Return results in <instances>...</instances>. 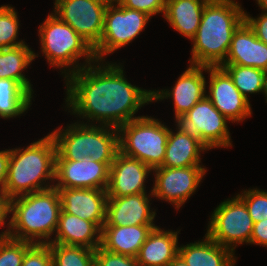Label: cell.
Returning <instances> with one entry per match:
<instances>
[{
	"label": "cell",
	"mask_w": 267,
	"mask_h": 266,
	"mask_svg": "<svg viewBox=\"0 0 267 266\" xmlns=\"http://www.w3.org/2000/svg\"><path fill=\"white\" fill-rule=\"evenodd\" d=\"M103 63L95 61L66 77L65 104L68 112L85 118L88 124L95 121L118 129L141 117L134 114L152 102V90L129 83L120 63Z\"/></svg>",
	"instance_id": "obj_1"
},
{
	"label": "cell",
	"mask_w": 267,
	"mask_h": 266,
	"mask_svg": "<svg viewBox=\"0 0 267 266\" xmlns=\"http://www.w3.org/2000/svg\"><path fill=\"white\" fill-rule=\"evenodd\" d=\"M244 12L235 0H209L191 40L190 65L221 66L227 58L233 34L244 22Z\"/></svg>",
	"instance_id": "obj_2"
},
{
	"label": "cell",
	"mask_w": 267,
	"mask_h": 266,
	"mask_svg": "<svg viewBox=\"0 0 267 266\" xmlns=\"http://www.w3.org/2000/svg\"><path fill=\"white\" fill-rule=\"evenodd\" d=\"M60 212L61 200L55 187L11 198L8 236L33 244L51 243Z\"/></svg>",
	"instance_id": "obj_3"
},
{
	"label": "cell",
	"mask_w": 267,
	"mask_h": 266,
	"mask_svg": "<svg viewBox=\"0 0 267 266\" xmlns=\"http://www.w3.org/2000/svg\"><path fill=\"white\" fill-rule=\"evenodd\" d=\"M55 156L56 144L50 133L24 149H10L4 191L14 198L54 187L49 183L55 182Z\"/></svg>",
	"instance_id": "obj_4"
},
{
	"label": "cell",
	"mask_w": 267,
	"mask_h": 266,
	"mask_svg": "<svg viewBox=\"0 0 267 266\" xmlns=\"http://www.w3.org/2000/svg\"><path fill=\"white\" fill-rule=\"evenodd\" d=\"M77 121L52 131L56 144L55 160H82L113 162L119 152L118 129Z\"/></svg>",
	"instance_id": "obj_5"
},
{
	"label": "cell",
	"mask_w": 267,
	"mask_h": 266,
	"mask_svg": "<svg viewBox=\"0 0 267 266\" xmlns=\"http://www.w3.org/2000/svg\"><path fill=\"white\" fill-rule=\"evenodd\" d=\"M38 31L42 53L50 66H56L58 69L60 67L61 70H64L62 71L64 80L68 75L97 61L94 49L70 25L54 13L48 15L39 26ZM82 57L85 62L79 64Z\"/></svg>",
	"instance_id": "obj_6"
},
{
	"label": "cell",
	"mask_w": 267,
	"mask_h": 266,
	"mask_svg": "<svg viewBox=\"0 0 267 266\" xmlns=\"http://www.w3.org/2000/svg\"><path fill=\"white\" fill-rule=\"evenodd\" d=\"M119 152L136 158L152 169L165 158L169 127L151 116H141L118 128Z\"/></svg>",
	"instance_id": "obj_7"
},
{
	"label": "cell",
	"mask_w": 267,
	"mask_h": 266,
	"mask_svg": "<svg viewBox=\"0 0 267 266\" xmlns=\"http://www.w3.org/2000/svg\"><path fill=\"white\" fill-rule=\"evenodd\" d=\"M227 120L205 96L187 113L178 115L175 123L176 128L199 140L209 151L232 146Z\"/></svg>",
	"instance_id": "obj_8"
},
{
	"label": "cell",
	"mask_w": 267,
	"mask_h": 266,
	"mask_svg": "<svg viewBox=\"0 0 267 266\" xmlns=\"http://www.w3.org/2000/svg\"><path fill=\"white\" fill-rule=\"evenodd\" d=\"M208 224L206 234L233 252L244 242L250 244L254 223L245 203L237 195L221 202Z\"/></svg>",
	"instance_id": "obj_9"
},
{
	"label": "cell",
	"mask_w": 267,
	"mask_h": 266,
	"mask_svg": "<svg viewBox=\"0 0 267 266\" xmlns=\"http://www.w3.org/2000/svg\"><path fill=\"white\" fill-rule=\"evenodd\" d=\"M151 16L148 14L121 6L119 3L107 5L104 17V27L99 45L94 49L97 61L106 55L113 54L117 49L132 42L145 29Z\"/></svg>",
	"instance_id": "obj_10"
},
{
	"label": "cell",
	"mask_w": 267,
	"mask_h": 266,
	"mask_svg": "<svg viewBox=\"0 0 267 266\" xmlns=\"http://www.w3.org/2000/svg\"><path fill=\"white\" fill-rule=\"evenodd\" d=\"M107 5L98 0H55L54 14L70 25L93 49L101 40Z\"/></svg>",
	"instance_id": "obj_11"
},
{
	"label": "cell",
	"mask_w": 267,
	"mask_h": 266,
	"mask_svg": "<svg viewBox=\"0 0 267 266\" xmlns=\"http://www.w3.org/2000/svg\"><path fill=\"white\" fill-rule=\"evenodd\" d=\"M206 171L202 164L182 168H154L155 183L150 196L168 201L178 210L197 190Z\"/></svg>",
	"instance_id": "obj_12"
},
{
	"label": "cell",
	"mask_w": 267,
	"mask_h": 266,
	"mask_svg": "<svg viewBox=\"0 0 267 266\" xmlns=\"http://www.w3.org/2000/svg\"><path fill=\"white\" fill-rule=\"evenodd\" d=\"M209 73L207 98L228 121L241 122L251 116L250 100H247L234 85L232 78L222 67H206Z\"/></svg>",
	"instance_id": "obj_13"
},
{
	"label": "cell",
	"mask_w": 267,
	"mask_h": 266,
	"mask_svg": "<svg viewBox=\"0 0 267 266\" xmlns=\"http://www.w3.org/2000/svg\"><path fill=\"white\" fill-rule=\"evenodd\" d=\"M113 162L55 160V188H84L107 190L109 168Z\"/></svg>",
	"instance_id": "obj_14"
},
{
	"label": "cell",
	"mask_w": 267,
	"mask_h": 266,
	"mask_svg": "<svg viewBox=\"0 0 267 266\" xmlns=\"http://www.w3.org/2000/svg\"><path fill=\"white\" fill-rule=\"evenodd\" d=\"M151 171L142 161L118 152L109 168L108 197L147 193L145 182Z\"/></svg>",
	"instance_id": "obj_15"
},
{
	"label": "cell",
	"mask_w": 267,
	"mask_h": 266,
	"mask_svg": "<svg viewBox=\"0 0 267 266\" xmlns=\"http://www.w3.org/2000/svg\"><path fill=\"white\" fill-rule=\"evenodd\" d=\"M171 89L152 90V102L173 98L175 118L187 113L197 102L206 96V79L203 71L206 66L189 65Z\"/></svg>",
	"instance_id": "obj_16"
},
{
	"label": "cell",
	"mask_w": 267,
	"mask_h": 266,
	"mask_svg": "<svg viewBox=\"0 0 267 266\" xmlns=\"http://www.w3.org/2000/svg\"><path fill=\"white\" fill-rule=\"evenodd\" d=\"M61 209L87 221L94 222L101 230L106 220L108 195L102 189L57 188Z\"/></svg>",
	"instance_id": "obj_17"
},
{
	"label": "cell",
	"mask_w": 267,
	"mask_h": 266,
	"mask_svg": "<svg viewBox=\"0 0 267 266\" xmlns=\"http://www.w3.org/2000/svg\"><path fill=\"white\" fill-rule=\"evenodd\" d=\"M150 199L147 193L108 197L103 226L155 225L156 211L151 210Z\"/></svg>",
	"instance_id": "obj_18"
},
{
	"label": "cell",
	"mask_w": 267,
	"mask_h": 266,
	"mask_svg": "<svg viewBox=\"0 0 267 266\" xmlns=\"http://www.w3.org/2000/svg\"><path fill=\"white\" fill-rule=\"evenodd\" d=\"M223 64H236L267 70V44L259 40L244 21L233 34Z\"/></svg>",
	"instance_id": "obj_19"
},
{
	"label": "cell",
	"mask_w": 267,
	"mask_h": 266,
	"mask_svg": "<svg viewBox=\"0 0 267 266\" xmlns=\"http://www.w3.org/2000/svg\"><path fill=\"white\" fill-rule=\"evenodd\" d=\"M101 233L102 230L94 222L65 213L61 209L55 237L51 243L95 250L101 246Z\"/></svg>",
	"instance_id": "obj_20"
},
{
	"label": "cell",
	"mask_w": 267,
	"mask_h": 266,
	"mask_svg": "<svg viewBox=\"0 0 267 266\" xmlns=\"http://www.w3.org/2000/svg\"><path fill=\"white\" fill-rule=\"evenodd\" d=\"M179 231L153 228L136 257L139 266H168L179 254Z\"/></svg>",
	"instance_id": "obj_21"
},
{
	"label": "cell",
	"mask_w": 267,
	"mask_h": 266,
	"mask_svg": "<svg viewBox=\"0 0 267 266\" xmlns=\"http://www.w3.org/2000/svg\"><path fill=\"white\" fill-rule=\"evenodd\" d=\"M155 225L103 226L101 247L106 251L137 257Z\"/></svg>",
	"instance_id": "obj_22"
},
{
	"label": "cell",
	"mask_w": 267,
	"mask_h": 266,
	"mask_svg": "<svg viewBox=\"0 0 267 266\" xmlns=\"http://www.w3.org/2000/svg\"><path fill=\"white\" fill-rule=\"evenodd\" d=\"M202 241L181 245L179 256L188 266H234L236 263L235 253L217 242L207 234Z\"/></svg>",
	"instance_id": "obj_23"
},
{
	"label": "cell",
	"mask_w": 267,
	"mask_h": 266,
	"mask_svg": "<svg viewBox=\"0 0 267 266\" xmlns=\"http://www.w3.org/2000/svg\"><path fill=\"white\" fill-rule=\"evenodd\" d=\"M176 129V132L169 129L165 158L160 167L182 168L200 165V154L208 149L199 140Z\"/></svg>",
	"instance_id": "obj_24"
},
{
	"label": "cell",
	"mask_w": 267,
	"mask_h": 266,
	"mask_svg": "<svg viewBox=\"0 0 267 266\" xmlns=\"http://www.w3.org/2000/svg\"><path fill=\"white\" fill-rule=\"evenodd\" d=\"M209 0H166L163 16L170 26L192 40L201 22L202 13Z\"/></svg>",
	"instance_id": "obj_25"
},
{
	"label": "cell",
	"mask_w": 267,
	"mask_h": 266,
	"mask_svg": "<svg viewBox=\"0 0 267 266\" xmlns=\"http://www.w3.org/2000/svg\"><path fill=\"white\" fill-rule=\"evenodd\" d=\"M36 57H38V55L35 54L27 44L12 48H1L0 78L18 81L33 96V85L28 78H26L23 71Z\"/></svg>",
	"instance_id": "obj_26"
},
{
	"label": "cell",
	"mask_w": 267,
	"mask_h": 266,
	"mask_svg": "<svg viewBox=\"0 0 267 266\" xmlns=\"http://www.w3.org/2000/svg\"><path fill=\"white\" fill-rule=\"evenodd\" d=\"M33 96L16 80L0 78V117L21 116L31 106Z\"/></svg>",
	"instance_id": "obj_27"
},
{
	"label": "cell",
	"mask_w": 267,
	"mask_h": 266,
	"mask_svg": "<svg viewBox=\"0 0 267 266\" xmlns=\"http://www.w3.org/2000/svg\"><path fill=\"white\" fill-rule=\"evenodd\" d=\"M220 67L229 74L234 85L247 100L249 94L264 93L263 70L236 64H222Z\"/></svg>",
	"instance_id": "obj_28"
},
{
	"label": "cell",
	"mask_w": 267,
	"mask_h": 266,
	"mask_svg": "<svg viewBox=\"0 0 267 266\" xmlns=\"http://www.w3.org/2000/svg\"><path fill=\"white\" fill-rule=\"evenodd\" d=\"M48 245L52 254V266H94V249L59 243Z\"/></svg>",
	"instance_id": "obj_29"
},
{
	"label": "cell",
	"mask_w": 267,
	"mask_h": 266,
	"mask_svg": "<svg viewBox=\"0 0 267 266\" xmlns=\"http://www.w3.org/2000/svg\"><path fill=\"white\" fill-rule=\"evenodd\" d=\"M19 19L15 9L9 5L0 7V49L12 48L25 44L19 41ZM18 40V41H16Z\"/></svg>",
	"instance_id": "obj_30"
},
{
	"label": "cell",
	"mask_w": 267,
	"mask_h": 266,
	"mask_svg": "<svg viewBox=\"0 0 267 266\" xmlns=\"http://www.w3.org/2000/svg\"><path fill=\"white\" fill-rule=\"evenodd\" d=\"M8 235L9 229L0 234V266H22L25 252L33 243L17 240Z\"/></svg>",
	"instance_id": "obj_31"
},
{
	"label": "cell",
	"mask_w": 267,
	"mask_h": 266,
	"mask_svg": "<svg viewBox=\"0 0 267 266\" xmlns=\"http://www.w3.org/2000/svg\"><path fill=\"white\" fill-rule=\"evenodd\" d=\"M237 196L245 203L253 223L267 219V191L248 189Z\"/></svg>",
	"instance_id": "obj_32"
},
{
	"label": "cell",
	"mask_w": 267,
	"mask_h": 266,
	"mask_svg": "<svg viewBox=\"0 0 267 266\" xmlns=\"http://www.w3.org/2000/svg\"><path fill=\"white\" fill-rule=\"evenodd\" d=\"M94 266H139L136 257L106 251L101 246L95 249Z\"/></svg>",
	"instance_id": "obj_33"
},
{
	"label": "cell",
	"mask_w": 267,
	"mask_h": 266,
	"mask_svg": "<svg viewBox=\"0 0 267 266\" xmlns=\"http://www.w3.org/2000/svg\"><path fill=\"white\" fill-rule=\"evenodd\" d=\"M22 266H52V254L48 244H33L23 257Z\"/></svg>",
	"instance_id": "obj_34"
},
{
	"label": "cell",
	"mask_w": 267,
	"mask_h": 266,
	"mask_svg": "<svg viewBox=\"0 0 267 266\" xmlns=\"http://www.w3.org/2000/svg\"><path fill=\"white\" fill-rule=\"evenodd\" d=\"M121 6L142 11L149 16L163 13L165 10L166 0H120Z\"/></svg>",
	"instance_id": "obj_35"
},
{
	"label": "cell",
	"mask_w": 267,
	"mask_h": 266,
	"mask_svg": "<svg viewBox=\"0 0 267 266\" xmlns=\"http://www.w3.org/2000/svg\"><path fill=\"white\" fill-rule=\"evenodd\" d=\"M244 21L253 30L256 37L267 44V14L262 12L258 18H254L244 12Z\"/></svg>",
	"instance_id": "obj_36"
},
{
	"label": "cell",
	"mask_w": 267,
	"mask_h": 266,
	"mask_svg": "<svg viewBox=\"0 0 267 266\" xmlns=\"http://www.w3.org/2000/svg\"><path fill=\"white\" fill-rule=\"evenodd\" d=\"M250 244L267 247V219L254 223Z\"/></svg>",
	"instance_id": "obj_37"
},
{
	"label": "cell",
	"mask_w": 267,
	"mask_h": 266,
	"mask_svg": "<svg viewBox=\"0 0 267 266\" xmlns=\"http://www.w3.org/2000/svg\"><path fill=\"white\" fill-rule=\"evenodd\" d=\"M9 159L10 149L0 151V190H4L8 174Z\"/></svg>",
	"instance_id": "obj_38"
},
{
	"label": "cell",
	"mask_w": 267,
	"mask_h": 266,
	"mask_svg": "<svg viewBox=\"0 0 267 266\" xmlns=\"http://www.w3.org/2000/svg\"><path fill=\"white\" fill-rule=\"evenodd\" d=\"M11 198L4 190H0V227H4L8 214H10Z\"/></svg>",
	"instance_id": "obj_39"
},
{
	"label": "cell",
	"mask_w": 267,
	"mask_h": 266,
	"mask_svg": "<svg viewBox=\"0 0 267 266\" xmlns=\"http://www.w3.org/2000/svg\"><path fill=\"white\" fill-rule=\"evenodd\" d=\"M168 266H188L179 255Z\"/></svg>",
	"instance_id": "obj_40"
},
{
	"label": "cell",
	"mask_w": 267,
	"mask_h": 266,
	"mask_svg": "<svg viewBox=\"0 0 267 266\" xmlns=\"http://www.w3.org/2000/svg\"><path fill=\"white\" fill-rule=\"evenodd\" d=\"M263 13L267 14V0H256Z\"/></svg>",
	"instance_id": "obj_41"
},
{
	"label": "cell",
	"mask_w": 267,
	"mask_h": 266,
	"mask_svg": "<svg viewBox=\"0 0 267 266\" xmlns=\"http://www.w3.org/2000/svg\"><path fill=\"white\" fill-rule=\"evenodd\" d=\"M264 95L266 97L267 102V70L264 71Z\"/></svg>",
	"instance_id": "obj_42"
},
{
	"label": "cell",
	"mask_w": 267,
	"mask_h": 266,
	"mask_svg": "<svg viewBox=\"0 0 267 266\" xmlns=\"http://www.w3.org/2000/svg\"><path fill=\"white\" fill-rule=\"evenodd\" d=\"M101 1L103 3H105L106 5H115V3H119L120 0H98Z\"/></svg>",
	"instance_id": "obj_43"
}]
</instances>
